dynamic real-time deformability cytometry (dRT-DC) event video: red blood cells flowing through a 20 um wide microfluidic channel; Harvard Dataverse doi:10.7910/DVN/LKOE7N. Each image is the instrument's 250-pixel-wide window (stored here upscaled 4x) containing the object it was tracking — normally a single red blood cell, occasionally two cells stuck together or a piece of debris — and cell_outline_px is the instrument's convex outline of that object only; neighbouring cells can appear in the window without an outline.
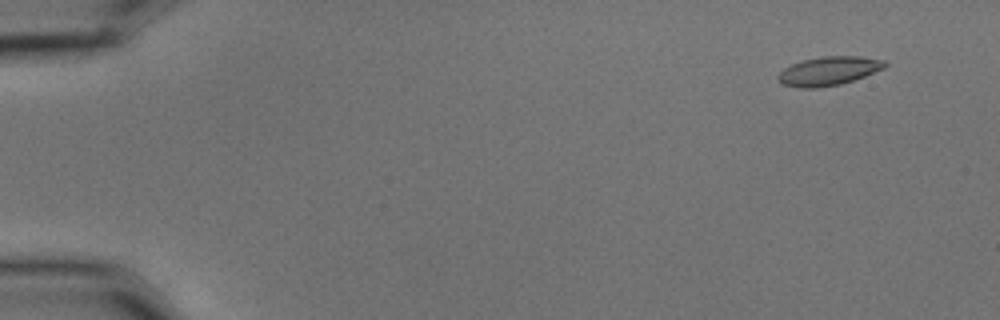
{"species": "common noctule bat (a hibernating species)", "species_latin": "Nyctalus noctula", "temperature_condition": "cold", "stored_images_in_passage": 7, "camera_frame_rate_fps": 3000, "um_per_image_px": 0.085, "animal": {"sex": "male", "body_mass_g": 15.6}, "frame": {"image": 1, "passage_image": 1, "time_ms": 0.0, "image_size_px": [1000, 320], "cell_outline_px": [[888, 64], [884, 68], [864, 76], [840, 84], [816, 88], [800, 88], [784, 84], [776, 76], [784, 68], [792, 64], [804, 60], [824, 56], [860, 56], [884, 60]], "centroid_in_image_um": [70.45, 6.03], "position_along_channel_um": 14.6, "area_um2": 17.69}}
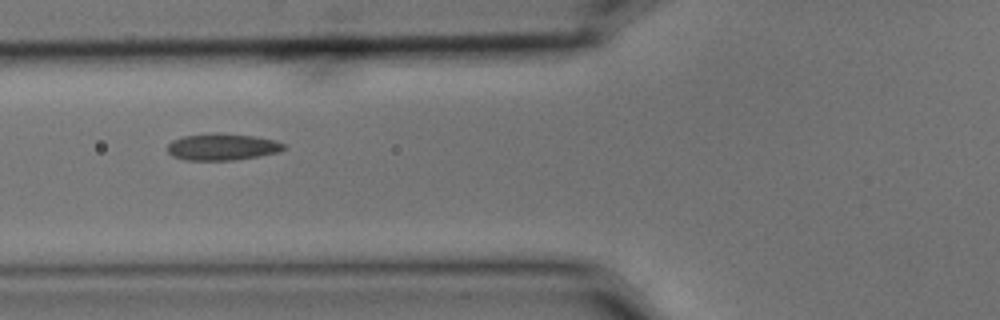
{"frame": {"image": 2, "passage_image": 6, "time_ms": 1.667, "image_size_px": [1000, 320], "cell_outline_px": [[288, 148], [280, 152], [260, 156], [236, 160], [188, 160], [172, 156], [168, 152], [168, 144], [172, 140], [184, 136], [216, 132], [220, 132], [252, 136], [276, 140], [284, 144]], "centroid_in_image_um": [18.93, 12.48], "position_along_channel_um": 106.9, "area_um2": 18.32}}
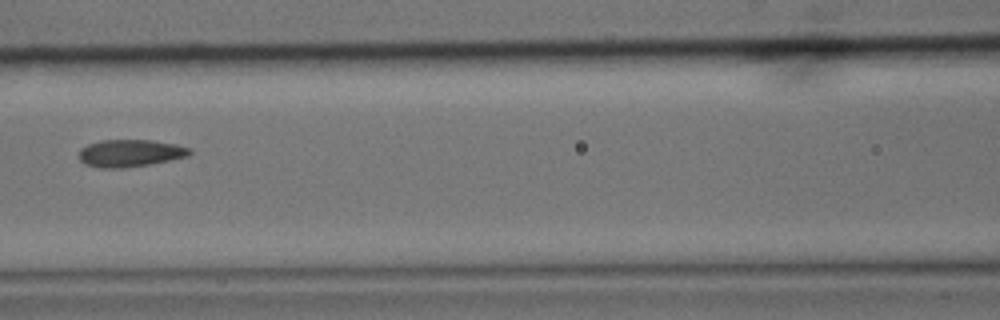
{"frame": {"image": 3, "passage_image": 7, "time_ms": 2.0, "image_size_px": [1000, 320], "cell_outline_px": [[192, 152], [188, 156], [152, 164], [124, 168], [100, 168], [84, 164], [80, 160], [80, 148], [88, 144], [100, 140], [152, 140], [176, 144], [192, 148]], "centroid_in_image_um": [11.08, 13.02], "position_along_channel_um": 155.5, "area_um2": 17.8}}